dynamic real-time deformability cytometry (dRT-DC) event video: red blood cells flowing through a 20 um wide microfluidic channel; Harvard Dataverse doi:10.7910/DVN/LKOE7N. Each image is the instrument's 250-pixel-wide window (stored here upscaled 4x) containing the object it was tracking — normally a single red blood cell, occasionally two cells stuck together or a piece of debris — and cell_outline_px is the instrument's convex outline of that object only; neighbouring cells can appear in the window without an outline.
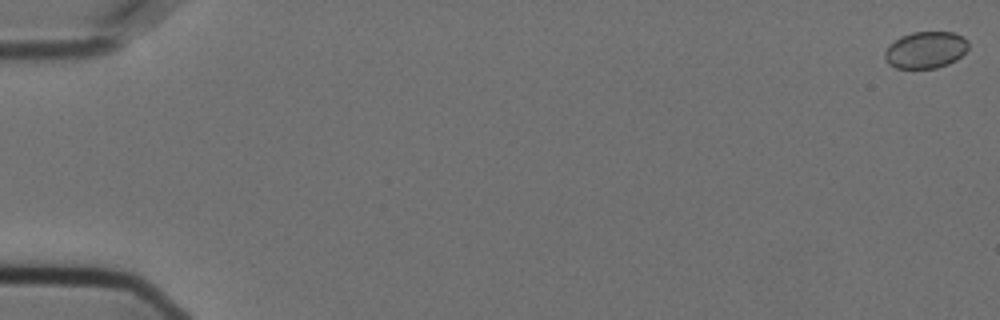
{"species": "Egyptian fruit bat (a non-hibernating species)", "species_latin": "Rousettus aegyptiacus", "temperature_condition": "cold", "stored_images_in_passage": 57, "camera_frame_rate_fps": 3000, "um_per_image_px": 0.085, "animal": {"sex": "female"}, "frame": {"image": 1, "passage_image": 1, "time_ms": 0.0, "image_size_px": [1000, 320], "cell_outline_px": [[968, 48], [956, 60], [948, 64], [936, 68], [896, 68], [888, 64], [884, 56], [884, 52], [888, 44], [900, 36], [912, 32], [956, 32], [964, 36], [968, 40]], "centroid_in_image_um": [78.67, 4.23], "position_along_channel_um": 6.3, "area_um2": 18.15}}
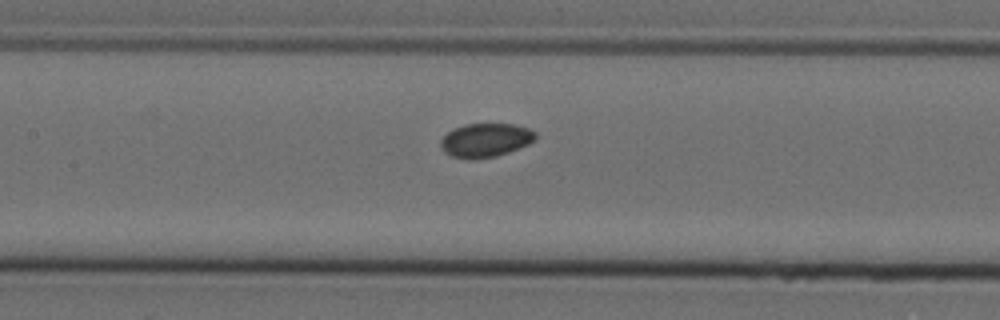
{"frame": {"image": 2, "passage_image": 28, "time_ms": 9.0, "image_size_px": [1000, 320], "cell_outline_px": [[536, 140], [528, 144], [508, 152], [496, 156], [476, 160], [468, 160], [452, 156], [444, 152], [440, 148], [440, 140], [452, 128], [464, 124], [512, 124], [528, 128], [536, 132]], "centroid_in_image_um": [41.24, 11.92], "position_along_channel_um": 166.2, "area_um2": 18.9}}
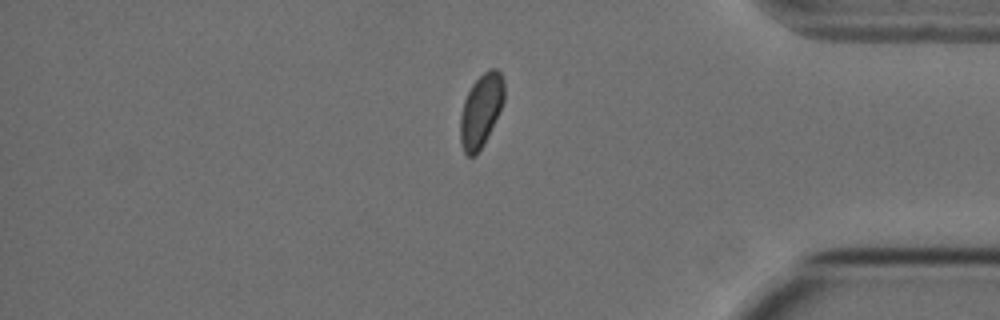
{"frame": {"image": 3, "passage_image": 49, "time_ms": 16.0, "image_size_px": [1000, 320], "cell_outline_px": [[504, 100], [500, 112], [484, 144], [476, 156], [468, 156], [464, 152], [460, 144], [460, 116], [464, 100], [472, 84], [488, 68], [496, 68], [500, 72], [504, 80]], "centroid_in_image_um": [40.89, 9.4], "position_along_channel_um": 394.3, "area_um2": 18.9}}